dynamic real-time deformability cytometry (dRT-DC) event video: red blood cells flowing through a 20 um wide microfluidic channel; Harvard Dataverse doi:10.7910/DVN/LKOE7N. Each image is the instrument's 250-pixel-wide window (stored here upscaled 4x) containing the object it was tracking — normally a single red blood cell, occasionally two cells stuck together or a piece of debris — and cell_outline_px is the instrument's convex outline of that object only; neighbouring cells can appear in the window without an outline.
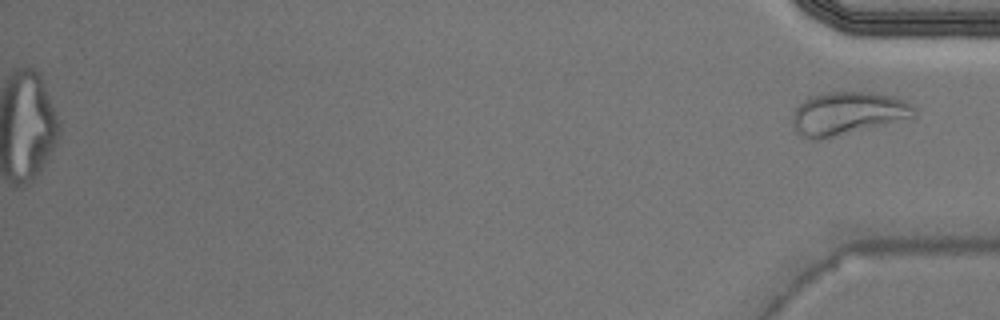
{"species": "Egyptian fruit bat (a non-hibernating species)", "species_latin": "Rousettus aegyptiacus", "temperature_condition": "warm", "stored_images_in_passage": 42, "camera_frame_rate_fps": 3000, "um_per_image_px": 0.085, "animal": {"sex": "male"}, "frame": {"image": 1, "passage_image": 42, "time_ms": 13.667, "image_size_px": [1000, 320], "cell_outline_px": [[916, 116], [832, 136], [812, 140], [804, 136], [792, 124], [792, 112], [796, 104], [808, 96], [828, 92], [872, 92], [892, 96], [904, 100], [912, 104], [916, 108]], "centroid_in_image_um": [72.01, 9.59], "position_along_channel_um": 363.2, "area_um2": 30.0}}